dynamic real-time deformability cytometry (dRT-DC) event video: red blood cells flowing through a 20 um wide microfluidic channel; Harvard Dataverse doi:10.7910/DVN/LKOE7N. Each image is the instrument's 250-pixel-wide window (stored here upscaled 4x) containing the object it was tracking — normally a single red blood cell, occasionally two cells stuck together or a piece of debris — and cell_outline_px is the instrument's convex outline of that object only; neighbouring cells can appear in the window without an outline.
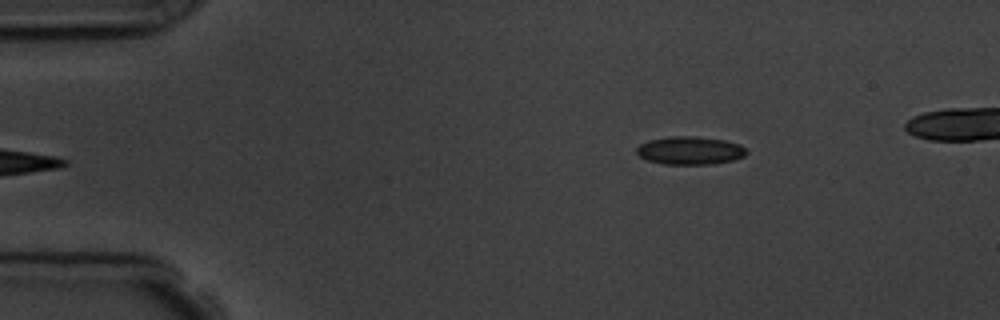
{"species": "common noctule bat (a hibernating species)", "species_latin": "Nyctalus noctula", "temperature_condition": "room temperature", "stored_images_in_passage": 5, "camera_frame_rate_fps": 3000, "um_per_image_px": 0.085, "animal": {"sex": "male", "body_mass_g": 19.5, "forearm_length_mm": 54.6}, "frame": {"image": 1, "passage_image": 5, "time_ms": 5.333, "image_size_px": [1000, 320], "cell_outline_px": [[748, 152], [744, 156], [736, 160], [712, 164], [664, 164], [648, 160], [640, 156], [636, 152], [636, 148], [640, 144], [648, 140], [672, 136], [696, 136], [724, 140], [740, 144]], "centroid_in_image_um": [58.67, 12.79], "position_along_channel_um": 26.3, "area_um2": 18.03}}